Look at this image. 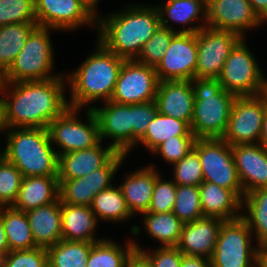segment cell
Instances as JSON below:
<instances>
[{
  "instance_id": "obj_39",
  "label": "cell",
  "mask_w": 267,
  "mask_h": 267,
  "mask_svg": "<svg viewBox=\"0 0 267 267\" xmlns=\"http://www.w3.org/2000/svg\"><path fill=\"white\" fill-rule=\"evenodd\" d=\"M16 23L37 24L34 0H0V27Z\"/></svg>"
},
{
  "instance_id": "obj_50",
  "label": "cell",
  "mask_w": 267,
  "mask_h": 267,
  "mask_svg": "<svg viewBox=\"0 0 267 267\" xmlns=\"http://www.w3.org/2000/svg\"><path fill=\"white\" fill-rule=\"evenodd\" d=\"M249 2L259 18L267 12V0H249Z\"/></svg>"
},
{
  "instance_id": "obj_30",
  "label": "cell",
  "mask_w": 267,
  "mask_h": 267,
  "mask_svg": "<svg viewBox=\"0 0 267 267\" xmlns=\"http://www.w3.org/2000/svg\"><path fill=\"white\" fill-rule=\"evenodd\" d=\"M9 252L36 248L26 212L10 207H0Z\"/></svg>"
},
{
  "instance_id": "obj_57",
  "label": "cell",
  "mask_w": 267,
  "mask_h": 267,
  "mask_svg": "<svg viewBox=\"0 0 267 267\" xmlns=\"http://www.w3.org/2000/svg\"><path fill=\"white\" fill-rule=\"evenodd\" d=\"M4 82L3 73L0 71V85Z\"/></svg>"
},
{
  "instance_id": "obj_24",
  "label": "cell",
  "mask_w": 267,
  "mask_h": 267,
  "mask_svg": "<svg viewBox=\"0 0 267 267\" xmlns=\"http://www.w3.org/2000/svg\"><path fill=\"white\" fill-rule=\"evenodd\" d=\"M154 164L127 174L120 185L121 192L132 216L148 212L151 204L156 177L160 174Z\"/></svg>"
},
{
  "instance_id": "obj_15",
  "label": "cell",
  "mask_w": 267,
  "mask_h": 267,
  "mask_svg": "<svg viewBox=\"0 0 267 267\" xmlns=\"http://www.w3.org/2000/svg\"><path fill=\"white\" fill-rule=\"evenodd\" d=\"M242 38L234 32L204 27L197 32L196 78L217 79L230 51Z\"/></svg>"
},
{
  "instance_id": "obj_41",
  "label": "cell",
  "mask_w": 267,
  "mask_h": 267,
  "mask_svg": "<svg viewBox=\"0 0 267 267\" xmlns=\"http://www.w3.org/2000/svg\"><path fill=\"white\" fill-rule=\"evenodd\" d=\"M173 166L176 185L199 186L203 182L202 165L194 148Z\"/></svg>"
},
{
  "instance_id": "obj_21",
  "label": "cell",
  "mask_w": 267,
  "mask_h": 267,
  "mask_svg": "<svg viewBox=\"0 0 267 267\" xmlns=\"http://www.w3.org/2000/svg\"><path fill=\"white\" fill-rule=\"evenodd\" d=\"M224 220L202 217L184 223L177 248L186 255L202 256L211 259Z\"/></svg>"
},
{
  "instance_id": "obj_29",
  "label": "cell",
  "mask_w": 267,
  "mask_h": 267,
  "mask_svg": "<svg viewBox=\"0 0 267 267\" xmlns=\"http://www.w3.org/2000/svg\"><path fill=\"white\" fill-rule=\"evenodd\" d=\"M242 210L246 213H242L241 217L256 237V246L259 249L267 248V188L245 194L242 199Z\"/></svg>"
},
{
  "instance_id": "obj_17",
  "label": "cell",
  "mask_w": 267,
  "mask_h": 267,
  "mask_svg": "<svg viewBox=\"0 0 267 267\" xmlns=\"http://www.w3.org/2000/svg\"><path fill=\"white\" fill-rule=\"evenodd\" d=\"M103 107L91 105L100 131V139H112L110 146L116 151L129 155L132 150V104L114 101L104 102Z\"/></svg>"
},
{
  "instance_id": "obj_5",
  "label": "cell",
  "mask_w": 267,
  "mask_h": 267,
  "mask_svg": "<svg viewBox=\"0 0 267 267\" xmlns=\"http://www.w3.org/2000/svg\"><path fill=\"white\" fill-rule=\"evenodd\" d=\"M191 84L195 97L191 131L197 139L222 138L236 96L221 87L218 79L195 77Z\"/></svg>"
},
{
  "instance_id": "obj_35",
  "label": "cell",
  "mask_w": 267,
  "mask_h": 267,
  "mask_svg": "<svg viewBox=\"0 0 267 267\" xmlns=\"http://www.w3.org/2000/svg\"><path fill=\"white\" fill-rule=\"evenodd\" d=\"M37 24L16 23L0 27V71L4 74L24 47Z\"/></svg>"
},
{
  "instance_id": "obj_12",
  "label": "cell",
  "mask_w": 267,
  "mask_h": 267,
  "mask_svg": "<svg viewBox=\"0 0 267 267\" xmlns=\"http://www.w3.org/2000/svg\"><path fill=\"white\" fill-rule=\"evenodd\" d=\"M34 4L39 27L74 31L87 24L97 25L99 12L83 0H34Z\"/></svg>"
},
{
  "instance_id": "obj_51",
  "label": "cell",
  "mask_w": 267,
  "mask_h": 267,
  "mask_svg": "<svg viewBox=\"0 0 267 267\" xmlns=\"http://www.w3.org/2000/svg\"><path fill=\"white\" fill-rule=\"evenodd\" d=\"M6 130H8L6 121H5V102L4 98L1 94L0 98V134L3 132L5 134Z\"/></svg>"
},
{
  "instance_id": "obj_31",
  "label": "cell",
  "mask_w": 267,
  "mask_h": 267,
  "mask_svg": "<svg viewBox=\"0 0 267 267\" xmlns=\"http://www.w3.org/2000/svg\"><path fill=\"white\" fill-rule=\"evenodd\" d=\"M135 252L133 239L122 247L114 240L103 238L92 244L86 267H127Z\"/></svg>"
},
{
  "instance_id": "obj_46",
  "label": "cell",
  "mask_w": 267,
  "mask_h": 267,
  "mask_svg": "<svg viewBox=\"0 0 267 267\" xmlns=\"http://www.w3.org/2000/svg\"><path fill=\"white\" fill-rule=\"evenodd\" d=\"M158 112L157 104L154 101L132 104V149L146 133L149 124Z\"/></svg>"
},
{
  "instance_id": "obj_19",
  "label": "cell",
  "mask_w": 267,
  "mask_h": 267,
  "mask_svg": "<svg viewBox=\"0 0 267 267\" xmlns=\"http://www.w3.org/2000/svg\"><path fill=\"white\" fill-rule=\"evenodd\" d=\"M244 195L267 188V149L260 143L231 146Z\"/></svg>"
},
{
  "instance_id": "obj_8",
  "label": "cell",
  "mask_w": 267,
  "mask_h": 267,
  "mask_svg": "<svg viewBox=\"0 0 267 267\" xmlns=\"http://www.w3.org/2000/svg\"><path fill=\"white\" fill-rule=\"evenodd\" d=\"M245 39L230 51L217 78L221 87L236 97L260 95L266 78Z\"/></svg>"
},
{
  "instance_id": "obj_55",
  "label": "cell",
  "mask_w": 267,
  "mask_h": 267,
  "mask_svg": "<svg viewBox=\"0 0 267 267\" xmlns=\"http://www.w3.org/2000/svg\"><path fill=\"white\" fill-rule=\"evenodd\" d=\"M261 95L264 97L266 103H267V79L265 78L264 85L262 88V93Z\"/></svg>"
},
{
  "instance_id": "obj_34",
  "label": "cell",
  "mask_w": 267,
  "mask_h": 267,
  "mask_svg": "<svg viewBox=\"0 0 267 267\" xmlns=\"http://www.w3.org/2000/svg\"><path fill=\"white\" fill-rule=\"evenodd\" d=\"M97 221L120 222L130 220L132 216L125 202L120 187L112 185L99 192L90 205Z\"/></svg>"
},
{
  "instance_id": "obj_47",
  "label": "cell",
  "mask_w": 267,
  "mask_h": 267,
  "mask_svg": "<svg viewBox=\"0 0 267 267\" xmlns=\"http://www.w3.org/2000/svg\"><path fill=\"white\" fill-rule=\"evenodd\" d=\"M180 267H212L211 260L202 256L183 254Z\"/></svg>"
},
{
  "instance_id": "obj_22",
  "label": "cell",
  "mask_w": 267,
  "mask_h": 267,
  "mask_svg": "<svg viewBox=\"0 0 267 267\" xmlns=\"http://www.w3.org/2000/svg\"><path fill=\"white\" fill-rule=\"evenodd\" d=\"M101 142L89 149L58 155V179H77L102 168L117 152Z\"/></svg>"
},
{
  "instance_id": "obj_54",
  "label": "cell",
  "mask_w": 267,
  "mask_h": 267,
  "mask_svg": "<svg viewBox=\"0 0 267 267\" xmlns=\"http://www.w3.org/2000/svg\"><path fill=\"white\" fill-rule=\"evenodd\" d=\"M86 2L96 13H97V4L99 3V0H83Z\"/></svg>"
},
{
  "instance_id": "obj_9",
  "label": "cell",
  "mask_w": 267,
  "mask_h": 267,
  "mask_svg": "<svg viewBox=\"0 0 267 267\" xmlns=\"http://www.w3.org/2000/svg\"><path fill=\"white\" fill-rule=\"evenodd\" d=\"M85 109L87 124L77 116L80 109L68 107L48 125L52 145L60 148L56 151L57 155L89 149L101 141L97 117L92 108Z\"/></svg>"
},
{
  "instance_id": "obj_49",
  "label": "cell",
  "mask_w": 267,
  "mask_h": 267,
  "mask_svg": "<svg viewBox=\"0 0 267 267\" xmlns=\"http://www.w3.org/2000/svg\"><path fill=\"white\" fill-rule=\"evenodd\" d=\"M127 267H151L148 261L138 252L129 259Z\"/></svg>"
},
{
  "instance_id": "obj_52",
  "label": "cell",
  "mask_w": 267,
  "mask_h": 267,
  "mask_svg": "<svg viewBox=\"0 0 267 267\" xmlns=\"http://www.w3.org/2000/svg\"><path fill=\"white\" fill-rule=\"evenodd\" d=\"M259 143L267 149V107L263 118L262 133Z\"/></svg>"
},
{
  "instance_id": "obj_13",
  "label": "cell",
  "mask_w": 267,
  "mask_h": 267,
  "mask_svg": "<svg viewBox=\"0 0 267 267\" xmlns=\"http://www.w3.org/2000/svg\"><path fill=\"white\" fill-rule=\"evenodd\" d=\"M158 77L155 67L125 60L120 69L110 101L120 104H141L155 100Z\"/></svg>"
},
{
  "instance_id": "obj_33",
  "label": "cell",
  "mask_w": 267,
  "mask_h": 267,
  "mask_svg": "<svg viewBox=\"0 0 267 267\" xmlns=\"http://www.w3.org/2000/svg\"><path fill=\"white\" fill-rule=\"evenodd\" d=\"M142 216L147 234L158 240L160 246H177L184 223L173 212H146Z\"/></svg>"
},
{
  "instance_id": "obj_16",
  "label": "cell",
  "mask_w": 267,
  "mask_h": 267,
  "mask_svg": "<svg viewBox=\"0 0 267 267\" xmlns=\"http://www.w3.org/2000/svg\"><path fill=\"white\" fill-rule=\"evenodd\" d=\"M197 52V33L177 32L155 67L158 80H193L196 77Z\"/></svg>"
},
{
  "instance_id": "obj_40",
  "label": "cell",
  "mask_w": 267,
  "mask_h": 267,
  "mask_svg": "<svg viewBox=\"0 0 267 267\" xmlns=\"http://www.w3.org/2000/svg\"><path fill=\"white\" fill-rule=\"evenodd\" d=\"M21 171L4 157L0 161V207L12 206L19 194Z\"/></svg>"
},
{
  "instance_id": "obj_42",
  "label": "cell",
  "mask_w": 267,
  "mask_h": 267,
  "mask_svg": "<svg viewBox=\"0 0 267 267\" xmlns=\"http://www.w3.org/2000/svg\"><path fill=\"white\" fill-rule=\"evenodd\" d=\"M196 136H173L157 146L151 153L159 154L171 166L180 161L193 148Z\"/></svg>"
},
{
  "instance_id": "obj_37",
  "label": "cell",
  "mask_w": 267,
  "mask_h": 267,
  "mask_svg": "<svg viewBox=\"0 0 267 267\" xmlns=\"http://www.w3.org/2000/svg\"><path fill=\"white\" fill-rule=\"evenodd\" d=\"M172 212L183 222H193L204 217L199 186L177 185Z\"/></svg>"
},
{
  "instance_id": "obj_27",
  "label": "cell",
  "mask_w": 267,
  "mask_h": 267,
  "mask_svg": "<svg viewBox=\"0 0 267 267\" xmlns=\"http://www.w3.org/2000/svg\"><path fill=\"white\" fill-rule=\"evenodd\" d=\"M58 199V176H28L22 178L18 197L12 207L28 212L39 206L56 202Z\"/></svg>"
},
{
  "instance_id": "obj_44",
  "label": "cell",
  "mask_w": 267,
  "mask_h": 267,
  "mask_svg": "<svg viewBox=\"0 0 267 267\" xmlns=\"http://www.w3.org/2000/svg\"><path fill=\"white\" fill-rule=\"evenodd\" d=\"M177 192V185L172 180H164L159 174L156 177L151 204L148 212H172Z\"/></svg>"
},
{
  "instance_id": "obj_32",
  "label": "cell",
  "mask_w": 267,
  "mask_h": 267,
  "mask_svg": "<svg viewBox=\"0 0 267 267\" xmlns=\"http://www.w3.org/2000/svg\"><path fill=\"white\" fill-rule=\"evenodd\" d=\"M173 136L195 135L187 122L157 112L146 133L137 144H142L151 153L157 146Z\"/></svg>"
},
{
  "instance_id": "obj_53",
  "label": "cell",
  "mask_w": 267,
  "mask_h": 267,
  "mask_svg": "<svg viewBox=\"0 0 267 267\" xmlns=\"http://www.w3.org/2000/svg\"><path fill=\"white\" fill-rule=\"evenodd\" d=\"M257 267H267V248L259 249L257 255Z\"/></svg>"
},
{
  "instance_id": "obj_25",
  "label": "cell",
  "mask_w": 267,
  "mask_h": 267,
  "mask_svg": "<svg viewBox=\"0 0 267 267\" xmlns=\"http://www.w3.org/2000/svg\"><path fill=\"white\" fill-rule=\"evenodd\" d=\"M199 189L205 217L228 221L242 216V199L234 191L207 181H203Z\"/></svg>"
},
{
  "instance_id": "obj_3",
  "label": "cell",
  "mask_w": 267,
  "mask_h": 267,
  "mask_svg": "<svg viewBox=\"0 0 267 267\" xmlns=\"http://www.w3.org/2000/svg\"><path fill=\"white\" fill-rule=\"evenodd\" d=\"M95 49L77 69L65 77L71 91L68 100L71 108L82 109L98 100L110 101L113 95L126 59L109 51L99 40Z\"/></svg>"
},
{
  "instance_id": "obj_14",
  "label": "cell",
  "mask_w": 267,
  "mask_h": 267,
  "mask_svg": "<svg viewBox=\"0 0 267 267\" xmlns=\"http://www.w3.org/2000/svg\"><path fill=\"white\" fill-rule=\"evenodd\" d=\"M117 152L102 168L77 179H59V199L62 203L90 206L94 197L112 186L114 175L126 159Z\"/></svg>"
},
{
  "instance_id": "obj_2",
  "label": "cell",
  "mask_w": 267,
  "mask_h": 267,
  "mask_svg": "<svg viewBox=\"0 0 267 267\" xmlns=\"http://www.w3.org/2000/svg\"><path fill=\"white\" fill-rule=\"evenodd\" d=\"M126 8V9H125ZM99 40L109 51L133 60L161 26L157 6L130 4L107 16L97 15Z\"/></svg>"
},
{
  "instance_id": "obj_11",
  "label": "cell",
  "mask_w": 267,
  "mask_h": 267,
  "mask_svg": "<svg viewBox=\"0 0 267 267\" xmlns=\"http://www.w3.org/2000/svg\"><path fill=\"white\" fill-rule=\"evenodd\" d=\"M266 107L267 103L261 94L236 97L222 139L231 146L259 143Z\"/></svg>"
},
{
  "instance_id": "obj_6",
  "label": "cell",
  "mask_w": 267,
  "mask_h": 267,
  "mask_svg": "<svg viewBox=\"0 0 267 267\" xmlns=\"http://www.w3.org/2000/svg\"><path fill=\"white\" fill-rule=\"evenodd\" d=\"M52 28L37 26L28 36L24 47L10 68L3 74L4 82L40 81L58 77L54 69ZM51 72V73H50Z\"/></svg>"
},
{
  "instance_id": "obj_56",
  "label": "cell",
  "mask_w": 267,
  "mask_h": 267,
  "mask_svg": "<svg viewBox=\"0 0 267 267\" xmlns=\"http://www.w3.org/2000/svg\"><path fill=\"white\" fill-rule=\"evenodd\" d=\"M265 22H267V12L262 17H260V26L265 25Z\"/></svg>"
},
{
  "instance_id": "obj_4",
  "label": "cell",
  "mask_w": 267,
  "mask_h": 267,
  "mask_svg": "<svg viewBox=\"0 0 267 267\" xmlns=\"http://www.w3.org/2000/svg\"><path fill=\"white\" fill-rule=\"evenodd\" d=\"M4 158L23 177L58 176V155L46 128H8Z\"/></svg>"
},
{
  "instance_id": "obj_26",
  "label": "cell",
  "mask_w": 267,
  "mask_h": 267,
  "mask_svg": "<svg viewBox=\"0 0 267 267\" xmlns=\"http://www.w3.org/2000/svg\"><path fill=\"white\" fill-rule=\"evenodd\" d=\"M26 214L37 247L47 249L62 240L60 199L29 210Z\"/></svg>"
},
{
  "instance_id": "obj_28",
  "label": "cell",
  "mask_w": 267,
  "mask_h": 267,
  "mask_svg": "<svg viewBox=\"0 0 267 267\" xmlns=\"http://www.w3.org/2000/svg\"><path fill=\"white\" fill-rule=\"evenodd\" d=\"M62 240L98 242L94 234L98 226L90 206L71 205L61 202Z\"/></svg>"
},
{
  "instance_id": "obj_36",
  "label": "cell",
  "mask_w": 267,
  "mask_h": 267,
  "mask_svg": "<svg viewBox=\"0 0 267 267\" xmlns=\"http://www.w3.org/2000/svg\"><path fill=\"white\" fill-rule=\"evenodd\" d=\"M92 242L60 240L47 248L48 267H86Z\"/></svg>"
},
{
  "instance_id": "obj_10",
  "label": "cell",
  "mask_w": 267,
  "mask_h": 267,
  "mask_svg": "<svg viewBox=\"0 0 267 267\" xmlns=\"http://www.w3.org/2000/svg\"><path fill=\"white\" fill-rule=\"evenodd\" d=\"M194 149L202 165L203 181L230 189L243 199L231 145L222 138L196 139Z\"/></svg>"
},
{
  "instance_id": "obj_45",
  "label": "cell",
  "mask_w": 267,
  "mask_h": 267,
  "mask_svg": "<svg viewBox=\"0 0 267 267\" xmlns=\"http://www.w3.org/2000/svg\"><path fill=\"white\" fill-rule=\"evenodd\" d=\"M135 251L140 253L151 267H180L183 253L176 246L158 247L152 251L142 250L141 246L134 241Z\"/></svg>"
},
{
  "instance_id": "obj_23",
  "label": "cell",
  "mask_w": 267,
  "mask_h": 267,
  "mask_svg": "<svg viewBox=\"0 0 267 267\" xmlns=\"http://www.w3.org/2000/svg\"><path fill=\"white\" fill-rule=\"evenodd\" d=\"M157 8L160 14L161 26L167 27L170 30L183 33H197L207 26V0H166L164 4L157 5ZM169 21L182 24L183 29H174L168 23ZM200 21L203 25L202 23L201 25H190Z\"/></svg>"
},
{
  "instance_id": "obj_20",
  "label": "cell",
  "mask_w": 267,
  "mask_h": 267,
  "mask_svg": "<svg viewBox=\"0 0 267 267\" xmlns=\"http://www.w3.org/2000/svg\"><path fill=\"white\" fill-rule=\"evenodd\" d=\"M155 102L160 114L191 124L195 105L191 80L159 81Z\"/></svg>"
},
{
  "instance_id": "obj_43",
  "label": "cell",
  "mask_w": 267,
  "mask_h": 267,
  "mask_svg": "<svg viewBox=\"0 0 267 267\" xmlns=\"http://www.w3.org/2000/svg\"><path fill=\"white\" fill-rule=\"evenodd\" d=\"M0 267H48V254L45 248L14 250L1 258Z\"/></svg>"
},
{
  "instance_id": "obj_1",
  "label": "cell",
  "mask_w": 267,
  "mask_h": 267,
  "mask_svg": "<svg viewBox=\"0 0 267 267\" xmlns=\"http://www.w3.org/2000/svg\"><path fill=\"white\" fill-rule=\"evenodd\" d=\"M64 74L48 80L3 82L0 94L5 102L8 128H46L68 107ZM65 80V81H64Z\"/></svg>"
},
{
  "instance_id": "obj_7",
  "label": "cell",
  "mask_w": 267,
  "mask_h": 267,
  "mask_svg": "<svg viewBox=\"0 0 267 267\" xmlns=\"http://www.w3.org/2000/svg\"><path fill=\"white\" fill-rule=\"evenodd\" d=\"M253 236L248 223L242 217L224 221L210 259L211 266L257 267L259 248L252 245Z\"/></svg>"
},
{
  "instance_id": "obj_18",
  "label": "cell",
  "mask_w": 267,
  "mask_h": 267,
  "mask_svg": "<svg viewBox=\"0 0 267 267\" xmlns=\"http://www.w3.org/2000/svg\"><path fill=\"white\" fill-rule=\"evenodd\" d=\"M207 27L237 33L245 38L251 28L260 26V18L249 0H207Z\"/></svg>"
},
{
  "instance_id": "obj_48",
  "label": "cell",
  "mask_w": 267,
  "mask_h": 267,
  "mask_svg": "<svg viewBox=\"0 0 267 267\" xmlns=\"http://www.w3.org/2000/svg\"><path fill=\"white\" fill-rule=\"evenodd\" d=\"M9 252L8 243L5 235L3 218L0 215V256L4 257Z\"/></svg>"
},
{
  "instance_id": "obj_38",
  "label": "cell",
  "mask_w": 267,
  "mask_h": 267,
  "mask_svg": "<svg viewBox=\"0 0 267 267\" xmlns=\"http://www.w3.org/2000/svg\"><path fill=\"white\" fill-rule=\"evenodd\" d=\"M176 33L177 31L160 26L153 36L143 45L140 53L134 60L144 65L156 67L162 60L172 37Z\"/></svg>"
},
{
  "instance_id": "obj_58",
  "label": "cell",
  "mask_w": 267,
  "mask_h": 267,
  "mask_svg": "<svg viewBox=\"0 0 267 267\" xmlns=\"http://www.w3.org/2000/svg\"><path fill=\"white\" fill-rule=\"evenodd\" d=\"M3 157H4L3 149L2 150L0 149V161L2 160Z\"/></svg>"
}]
</instances>
